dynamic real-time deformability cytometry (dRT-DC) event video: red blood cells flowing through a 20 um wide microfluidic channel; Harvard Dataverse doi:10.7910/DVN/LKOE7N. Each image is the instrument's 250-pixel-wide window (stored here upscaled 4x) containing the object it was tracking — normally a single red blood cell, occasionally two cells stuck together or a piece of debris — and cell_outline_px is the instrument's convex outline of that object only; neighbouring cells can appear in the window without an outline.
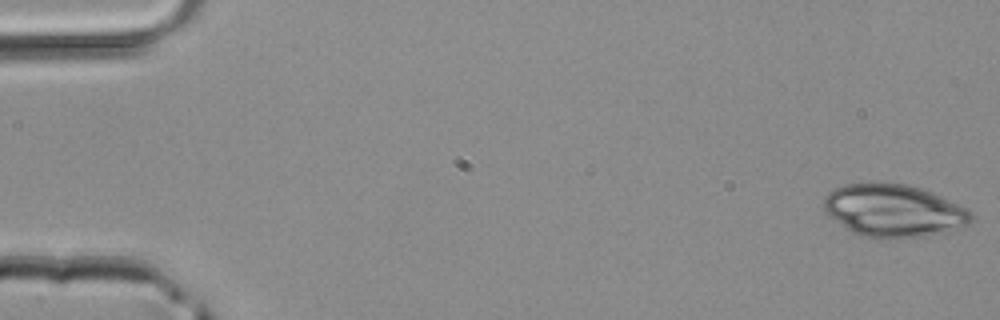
{"species": "common noctule bat (a hibernating species)", "species_latin": "Nyctalus noctula", "temperature_condition": "room temperature", "stored_images_in_passage": 46, "camera_frame_rate_fps": 3000, "um_per_image_px": 0.085, "animal": {"sex": "male", "body_mass_g": 20.4}, "frame": {"image": 1, "passage_image": 1, "time_ms": 0.0, "image_size_px": [1000, 320], "cell_outline_px": [[972, 220], [968, 224], [944, 232], [924, 236], [860, 236], [844, 228], [828, 216], [824, 208], [824, 196], [828, 192], [844, 184], [876, 180], [904, 184], [920, 188], [968, 208], [972, 212]], "centroid_in_image_um": [75.9, 17.85], "position_along_channel_um": 9.1, "area_um2": 45.03}}
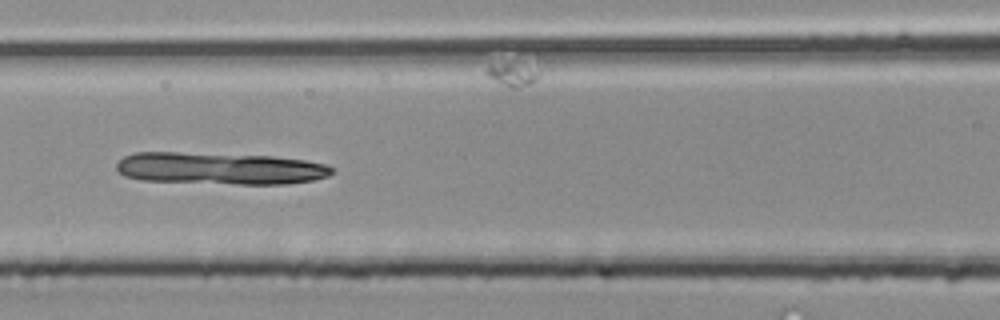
{"frame": {"image": 2, "passage_image": 20, "time_ms": 6.333, "image_size_px": [1000, 320], "cell_outline_px": [[332, 172], [328, 176], [312, 180], [288, 184], [236, 184], [140, 180], [124, 176], [116, 168], [116, 164], [124, 156], [132, 152], [176, 152], [272, 156], [304, 160], [324, 164], [332, 168]], "centroid_in_image_um": [18.65, 14.31], "position_along_channel_um": 148.0, "area_um2": 40.23}}
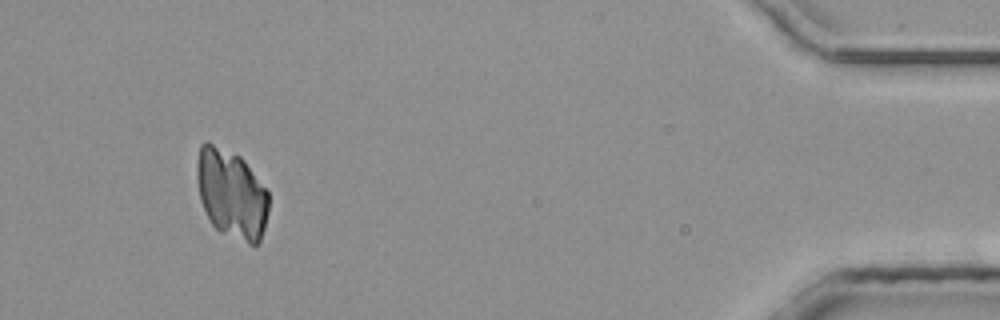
{"frame": {"image": 3, "passage_image": 42, "time_ms": 13.667, "image_size_px": [1000, 320], "cell_outline_px": [[268, 212], [264, 228], [260, 240], [256, 244], [248, 244], [220, 232], [212, 224], [200, 200], [196, 176], [196, 164], [200, 144], [204, 140], [208, 140], [240, 156], [244, 160], [268, 192]], "centroid_in_image_um": [19.65, 16.45], "position_along_channel_um": 415.6, "area_um2": 37.45}}